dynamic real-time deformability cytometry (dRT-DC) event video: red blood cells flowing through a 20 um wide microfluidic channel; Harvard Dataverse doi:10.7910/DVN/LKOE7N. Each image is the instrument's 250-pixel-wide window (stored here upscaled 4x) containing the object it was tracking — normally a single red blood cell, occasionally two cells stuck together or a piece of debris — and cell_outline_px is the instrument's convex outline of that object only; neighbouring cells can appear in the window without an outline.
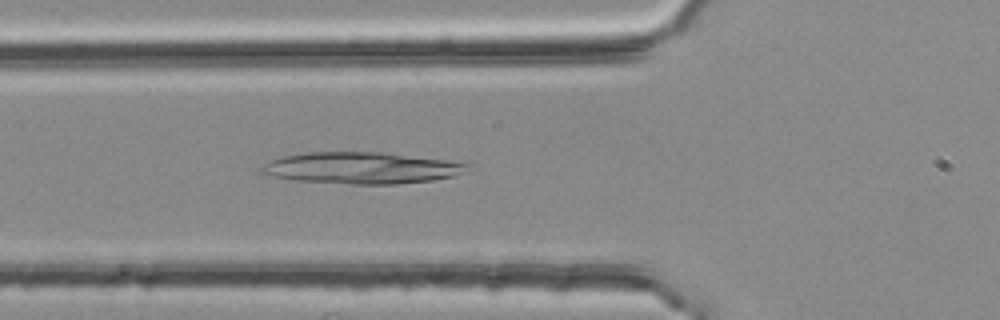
{"species": "common noctule bat (a hibernating species)", "species_latin": "Nyctalus noctula", "temperature_condition": "room temperature", "stored_images_in_passage": 42, "camera_frame_rate_fps": 3000, "um_per_image_px": 0.085, "animal": {"sex": "female", "body_mass_g": 25.1}, "frame": {"image": 1, "passage_image": 8, "time_ms": 2.333, "image_size_px": [1000, 320], "cell_outline_px": [[476, 164], [452, 176], [432, 180], [396, 184], [352, 184], [296, 180], [272, 176], [260, 172], [260, 168], [268, 160], [284, 156], [308, 152], [380, 152]], "centroid_in_image_um": [30.69, 14.27], "position_along_channel_um": 95.1, "area_um2": 37.51}}
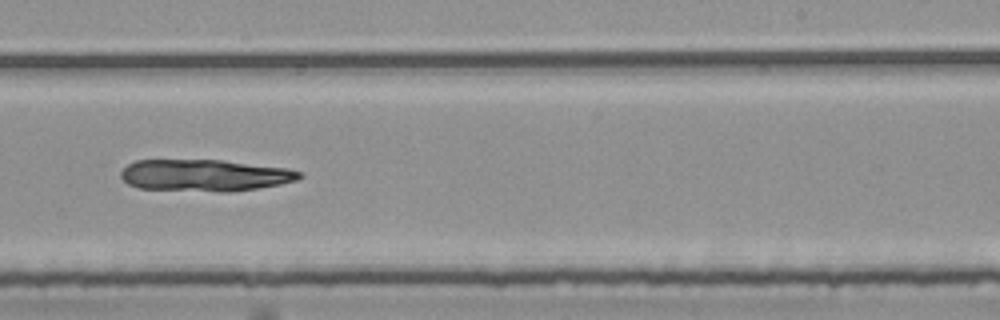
{"frame": {"image": 2, "passage_image": 22, "time_ms": 7.0, "image_size_px": [1000, 320], "cell_outline_px": [[304, 176], [296, 180], [280, 184], [232, 192], [220, 192], [140, 188], [128, 184], [120, 176], [120, 172], [128, 164], [136, 160], [220, 160], [288, 168], [304, 172]], "centroid_in_image_um": [17.43, 14.9], "position_along_channel_um": 271.6, "area_um2": 33.12}}
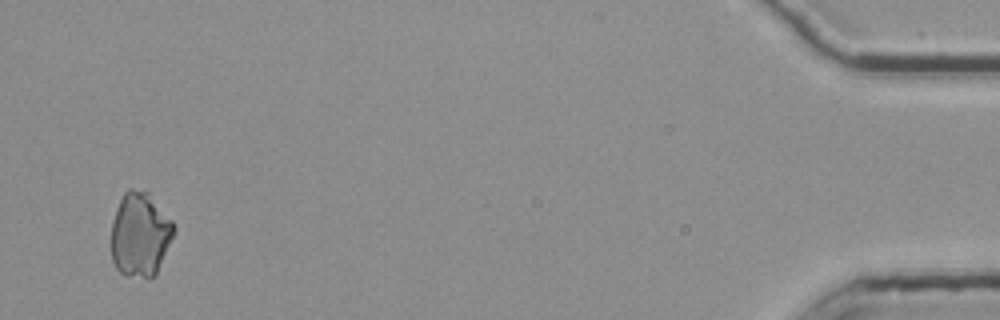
{"frame": {"image": 3, "passage_image": 41, "time_ms": 13.333, "image_size_px": [1000, 320], "cell_outline_px": [[176, 228], [156, 276], [148, 280], [128, 276], [120, 272], [116, 268], [112, 260], [112, 220], [116, 208], [124, 192], [128, 188], [144, 188], [148, 192], [172, 220]], "centroid_in_image_um": [11.91, 19.94], "position_along_channel_um": 423.3, "area_um2": 31.27}}